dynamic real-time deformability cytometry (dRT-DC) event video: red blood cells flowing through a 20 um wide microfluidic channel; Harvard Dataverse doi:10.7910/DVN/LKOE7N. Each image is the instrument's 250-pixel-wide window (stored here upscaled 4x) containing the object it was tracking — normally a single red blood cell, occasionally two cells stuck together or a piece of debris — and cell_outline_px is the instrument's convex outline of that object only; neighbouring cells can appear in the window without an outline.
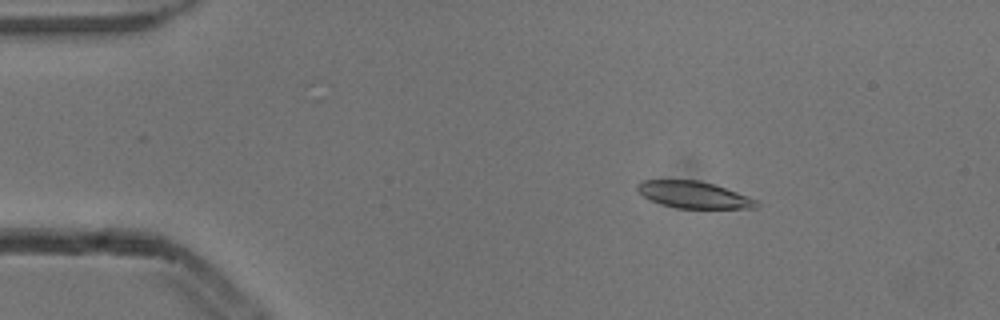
{"species": "common noctule bat (a hibernating species)", "species_latin": "Nyctalus noctula", "temperature_condition": "cold", "stored_images_in_passage": 4, "camera_frame_rate_fps": 3000, "um_per_image_px": 0.085, "animal": {"sex": "male", "body_mass_g": 13.3}, "frame": {"image": 1, "passage_image": 2, "time_ms": 0.333, "image_size_px": [1000, 320], "cell_outline_px": [[760, 208], [676, 208], [660, 204], [644, 196], [636, 188], [636, 184], [640, 180], [700, 180], [736, 192], [756, 200], [760, 204]], "centroid_in_image_um": [58.95, 16.56], "position_along_channel_um": 26.1, "area_um2": 18.44}}